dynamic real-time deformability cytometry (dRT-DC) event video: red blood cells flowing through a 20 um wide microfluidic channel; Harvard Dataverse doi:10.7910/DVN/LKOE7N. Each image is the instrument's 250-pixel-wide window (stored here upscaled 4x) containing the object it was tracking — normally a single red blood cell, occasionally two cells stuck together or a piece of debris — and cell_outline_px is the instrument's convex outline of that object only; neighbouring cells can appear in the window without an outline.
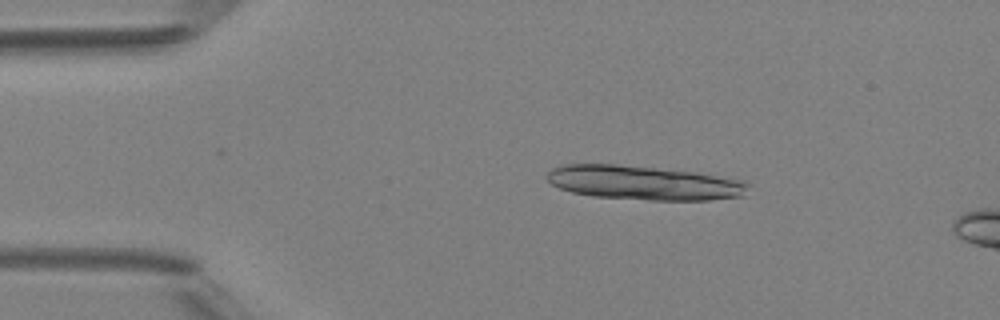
{"species": "Egyptian fruit bat (a non-hibernating species)", "species_latin": "Rousettus aegyptiacus", "temperature_condition": "room temperature", "stored_images_in_passage": 11, "camera_frame_rate_fps": 3000, "um_per_image_px": 0.085, "animal": {"sex": "female"}, "frame": {"image": 1, "passage_image": 7, "time_ms": 2.0, "image_size_px": [1000, 320], "cell_outline_px": [[752, 184], [744, 196], [708, 200], [648, 200], [592, 196], [572, 192], [560, 188], [552, 184], [548, 180], [548, 172], [552, 168], [560, 164], [620, 164], [692, 172], [748, 180]], "centroid_in_image_um": [54.78, 15.54], "position_along_channel_um": 30.2, "area_um2": 40.34}}